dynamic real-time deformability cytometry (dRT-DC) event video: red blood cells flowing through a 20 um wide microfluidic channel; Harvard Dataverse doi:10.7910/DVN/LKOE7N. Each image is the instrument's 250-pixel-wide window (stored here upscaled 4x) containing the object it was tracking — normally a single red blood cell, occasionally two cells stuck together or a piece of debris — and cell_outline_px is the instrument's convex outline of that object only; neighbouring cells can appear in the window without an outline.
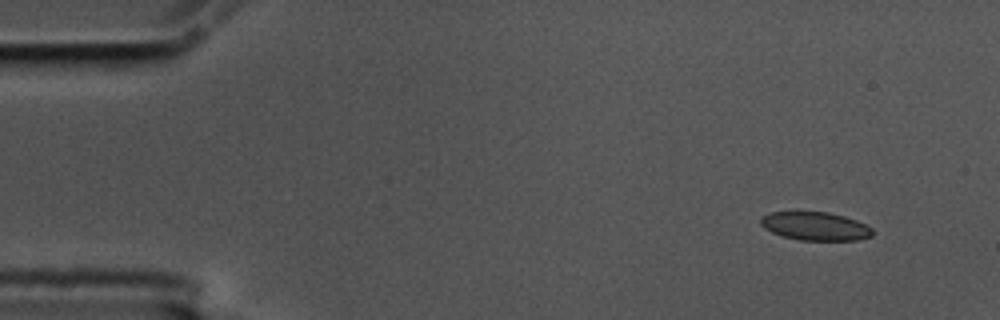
{"species": "common noctule bat (a hibernating species)", "species_latin": "Nyctalus noctula", "temperature_condition": "cold", "stored_images_in_passage": 6, "camera_frame_rate_fps": 3000, "um_per_image_px": 0.085, "animal": {"sex": "male", "body_mass_g": 17.5, "forearm_length_mm": 52.3}, "frame": {"image": 1, "passage_image": 1, "time_ms": 0.0, "image_size_px": [1000, 320], "cell_outline_px": [[872, 236], [856, 240], [800, 240], [784, 236], [772, 232], [764, 228], [760, 224], [760, 216], [772, 212], [828, 212], [844, 216], [856, 220], [872, 228]], "centroid_in_image_um": [69.28, 19.22], "position_along_channel_um": 15.7, "area_um2": 18.38}}
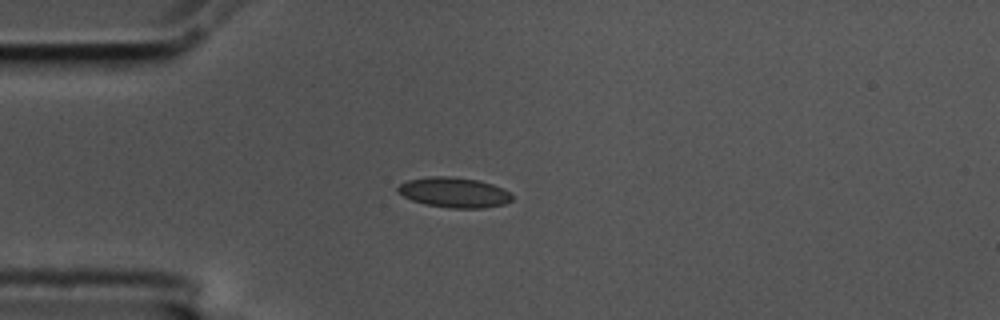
{"frame": {"image": 2, "passage_image": 4, "time_ms": 1.0, "image_size_px": [1000, 320], "cell_outline_px": [[512, 200], [504, 204], [484, 208], [448, 208], [424, 204], [412, 200], [396, 192], [396, 188], [400, 184], [408, 180], [428, 176], [448, 176], [476, 180], [492, 184], [504, 188], [512, 196]], "centroid_in_image_um": [38.57, 16.36], "position_along_channel_um": 46.4, "area_um2": 20.11}}
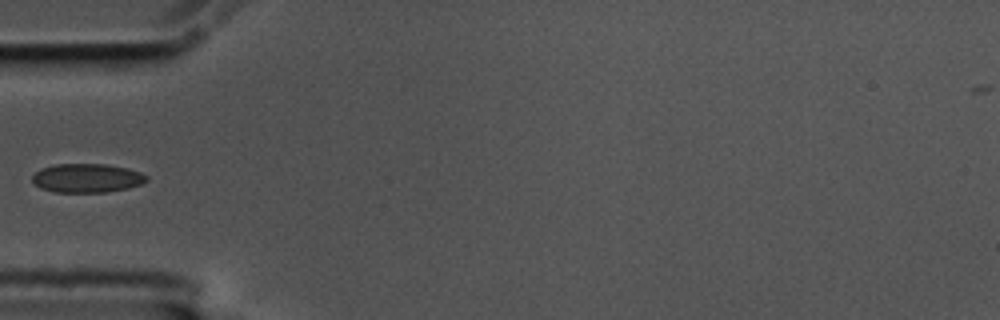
{"frame": {"image": 3, "passage_image": 5, "time_ms": 1.333, "image_size_px": [1000, 320], "cell_outline_px": [[148, 180], [140, 184], [128, 188], [108, 192], [52, 192], [40, 188], [32, 180], [32, 176], [40, 168], [56, 164], [104, 164], [128, 168], [140, 172], [148, 176]], "centroid_in_image_um": [7.39, 15.14], "position_along_channel_um": 77.6, "area_um2": 19.31}}